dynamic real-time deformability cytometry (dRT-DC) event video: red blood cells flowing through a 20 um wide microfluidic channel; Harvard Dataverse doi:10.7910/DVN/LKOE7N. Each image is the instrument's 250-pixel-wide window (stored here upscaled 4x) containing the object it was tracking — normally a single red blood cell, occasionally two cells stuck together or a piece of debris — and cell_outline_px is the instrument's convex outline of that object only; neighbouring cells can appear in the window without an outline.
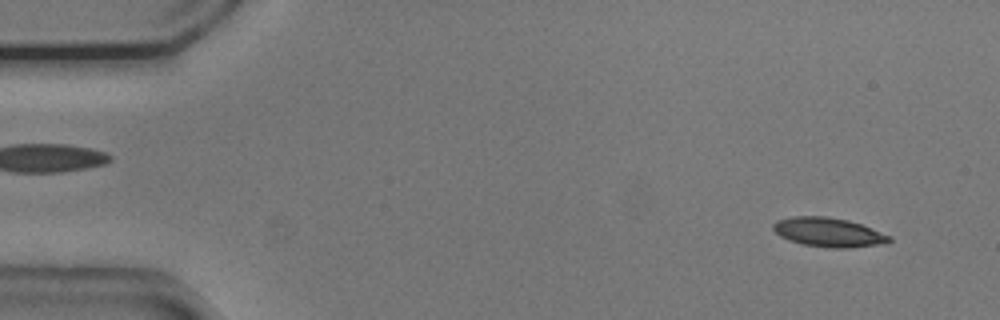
{"species": "common noctule bat (a hibernating species)", "species_latin": "Nyctalus noctula", "temperature_condition": "cold", "stored_images_in_passage": 53, "camera_frame_rate_fps": 3000, "um_per_image_px": 0.085, "animal": {"sex": "male", "body_mass_g": 20.5, "forearm_length_mm": 52.5}, "frame": {"image": 1, "passage_image": 3, "time_ms": 0.667, "image_size_px": [1000, 320], "cell_outline_px": [[892, 240], [888, 244], [848, 248], [828, 248], [804, 244], [788, 240], [780, 236], [772, 228], [772, 224], [776, 220], [792, 216], [824, 216], [848, 220], [872, 228], [892, 236]], "centroid_in_image_um": [70.46, 19.75], "position_along_channel_um": 14.5, "area_um2": 20.0}}
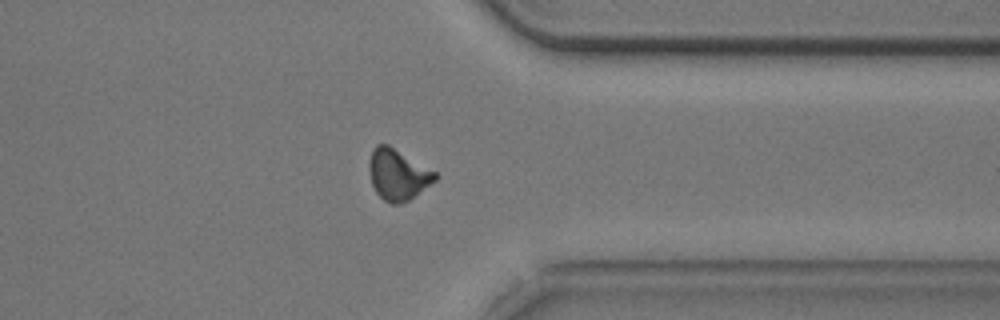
{"frame": {"image": 2, "passage_image": 41, "time_ms": 13.333, "image_size_px": [1000, 320], "cell_outline_px": [[440, 176], [436, 180], [408, 200], [400, 204], [392, 204], [384, 200], [376, 192], [372, 184], [368, 172], [368, 164], [372, 148], [376, 144], [388, 144], [436, 172]], "centroid_in_image_um": [33.79, 14.82], "position_along_channel_um": 377.6, "area_um2": 19.59}}
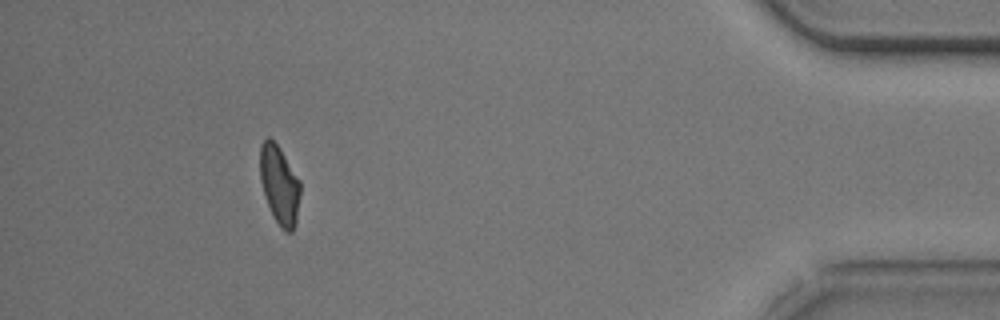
{"frame": {"image": 3, "passage_image": 48, "time_ms": 15.667, "image_size_px": [1000, 320], "cell_outline_px": [[300, 196], [296, 224], [292, 232], [284, 232], [272, 216], [264, 196], [260, 180], [260, 144], [268, 136], [280, 148], [300, 180]], "centroid_in_image_um": [23.75, 15.74], "position_along_channel_um": 411.4, "area_um2": 18.73}, "authors_computed_cell_mechanics": {"area_um2": 19.4786, "velocity_mm_per_s": 3.7504, "shape_relaxation_time_tau1_ms": 3.3407, "shape_relaxation_time_tau2_ms": 4.5537, "deformation_change_tau1": 0.1297, "deformation_change_tau2": 0.1322}}